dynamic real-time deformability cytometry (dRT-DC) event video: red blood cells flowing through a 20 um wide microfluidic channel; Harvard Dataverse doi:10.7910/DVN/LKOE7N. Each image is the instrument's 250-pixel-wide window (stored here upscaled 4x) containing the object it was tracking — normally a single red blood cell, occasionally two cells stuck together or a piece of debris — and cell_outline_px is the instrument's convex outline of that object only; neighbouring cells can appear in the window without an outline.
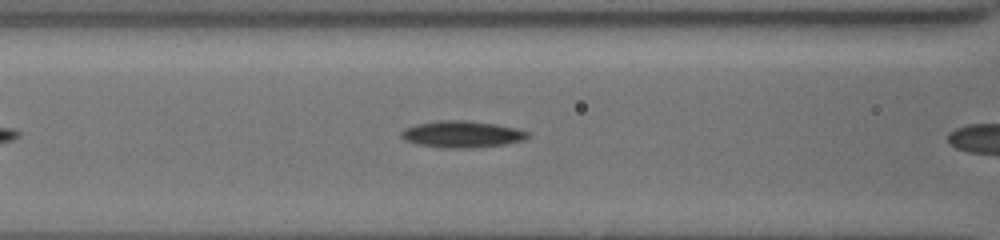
{"species": "common noctule bat (a hibernating species)", "species_latin": "Nyctalus noctula", "temperature_condition": "cold", "stored_images_in_passage": 9, "camera_frame_rate_fps": 3000, "um_per_image_px": 0.085, "animal": {"sex": "female", "body_mass_g": 19.5, "forearm_length_mm": 54.1}, "frame": {"image": 1, "passage_image": 8, "time_ms": 2.333, "image_size_px": [1000, 240], "cell_outline_px": [[528, 136], [524, 140], [504, 144], [476, 148], [440, 148], [420, 144], [404, 140], [400, 136], [400, 132], [404, 128], [416, 124], [440, 120], [464, 120], [496, 124], [516, 128], [528, 132]], "centroid_in_image_um": [39.24, 11.41], "position_along_channel_um": 127.4, "area_um2": 19.71}}